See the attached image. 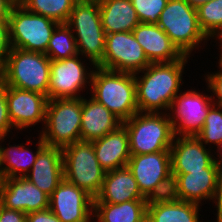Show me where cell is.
<instances>
[{
  "label": "cell",
  "mask_w": 222,
  "mask_h": 222,
  "mask_svg": "<svg viewBox=\"0 0 222 222\" xmlns=\"http://www.w3.org/2000/svg\"><path fill=\"white\" fill-rule=\"evenodd\" d=\"M190 56L168 63H152L134 74L139 112L169 111L174 98L182 91L183 74ZM142 73L141 76H138ZM164 110V111H162Z\"/></svg>",
  "instance_id": "6da1fadb"
},
{
  "label": "cell",
  "mask_w": 222,
  "mask_h": 222,
  "mask_svg": "<svg viewBox=\"0 0 222 222\" xmlns=\"http://www.w3.org/2000/svg\"><path fill=\"white\" fill-rule=\"evenodd\" d=\"M50 64L45 53L9 48L0 61V81L48 97Z\"/></svg>",
  "instance_id": "7a4b0ae2"
},
{
  "label": "cell",
  "mask_w": 222,
  "mask_h": 222,
  "mask_svg": "<svg viewBox=\"0 0 222 222\" xmlns=\"http://www.w3.org/2000/svg\"><path fill=\"white\" fill-rule=\"evenodd\" d=\"M91 97L104 105L122 122L130 119L138 110L135 76L131 73L92 67Z\"/></svg>",
  "instance_id": "3957f363"
},
{
  "label": "cell",
  "mask_w": 222,
  "mask_h": 222,
  "mask_svg": "<svg viewBox=\"0 0 222 222\" xmlns=\"http://www.w3.org/2000/svg\"><path fill=\"white\" fill-rule=\"evenodd\" d=\"M122 124L127 129L131 155L170 151L175 136L168 113L137 112Z\"/></svg>",
  "instance_id": "277c9868"
},
{
  "label": "cell",
  "mask_w": 222,
  "mask_h": 222,
  "mask_svg": "<svg viewBox=\"0 0 222 222\" xmlns=\"http://www.w3.org/2000/svg\"><path fill=\"white\" fill-rule=\"evenodd\" d=\"M66 24L73 31L78 54L98 66L104 59L106 38L98 1L78 0Z\"/></svg>",
  "instance_id": "5b68a950"
},
{
  "label": "cell",
  "mask_w": 222,
  "mask_h": 222,
  "mask_svg": "<svg viewBox=\"0 0 222 222\" xmlns=\"http://www.w3.org/2000/svg\"><path fill=\"white\" fill-rule=\"evenodd\" d=\"M59 23L27 10L19 2L11 8L8 18L10 48L46 53L52 32Z\"/></svg>",
  "instance_id": "8992f818"
},
{
  "label": "cell",
  "mask_w": 222,
  "mask_h": 222,
  "mask_svg": "<svg viewBox=\"0 0 222 222\" xmlns=\"http://www.w3.org/2000/svg\"><path fill=\"white\" fill-rule=\"evenodd\" d=\"M157 25L187 56L209 39L199 26L196 8L186 0H168Z\"/></svg>",
  "instance_id": "52a82bcc"
},
{
  "label": "cell",
  "mask_w": 222,
  "mask_h": 222,
  "mask_svg": "<svg viewBox=\"0 0 222 222\" xmlns=\"http://www.w3.org/2000/svg\"><path fill=\"white\" fill-rule=\"evenodd\" d=\"M82 98L48 99L40 136L47 146L63 148L80 141Z\"/></svg>",
  "instance_id": "ba28073f"
},
{
  "label": "cell",
  "mask_w": 222,
  "mask_h": 222,
  "mask_svg": "<svg viewBox=\"0 0 222 222\" xmlns=\"http://www.w3.org/2000/svg\"><path fill=\"white\" fill-rule=\"evenodd\" d=\"M64 179L95 198L103 184L106 171L96 158L93 143L77 141L62 148Z\"/></svg>",
  "instance_id": "9c48e42d"
},
{
  "label": "cell",
  "mask_w": 222,
  "mask_h": 222,
  "mask_svg": "<svg viewBox=\"0 0 222 222\" xmlns=\"http://www.w3.org/2000/svg\"><path fill=\"white\" fill-rule=\"evenodd\" d=\"M213 105L212 95L190 89L181 91L172 101L168 111L174 136H196L202 130L205 118Z\"/></svg>",
  "instance_id": "30bf717a"
},
{
  "label": "cell",
  "mask_w": 222,
  "mask_h": 222,
  "mask_svg": "<svg viewBox=\"0 0 222 222\" xmlns=\"http://www.w3.org/2000/svg\"><path fill=\"white\" fill-rule=\"evenodd\" d=\"M151 64L132 32L106 34L101 68L136 74Z\"/></svg>",
  "instance_id": "8fae6325"
},
{
  "label": "cell",
  "mask_w": 222,
  "mask_h": 222,
  "mask_svg": "<svg viewBox=\"0 0 222 222\" xmlns=\"http://www.w3.org/2000/svg\"><path fill=\"white\" fill-rule=\"evenodd\" d=\"M79 58L77 54L64 60H51L48 99L82 98L80 91L83 92L86 84L90 86L93 70H87L85 60Z\"/></svg>",
  "instance_id": "7c38bea8"
},
{
  "label": "cell",
  "mask_w": 222,
  "mask_h": 222,
  "mask_svg": "<svg viewBox=\"0 0 222 222\" xmlns=\"http://www.w3.org/2000/svg\"><path fill=\"white\" fill-rule=\"evenodd\" d=\"M93 200L85 190L63 179L49 196V209L61 222H91Z\"/></svg>",
  "instance_id": "4fadbf2b"
},
{
  "label": "cell",
  "mask_w": 222,
  "mask_h": 222,
  "mask_svg": "<svg viewBox=\"0 0 222 222\" xmlns=\"http://www.w3.org/2000/svg\"><path fill=\"white\" fill-rule=\"evenodd\" d=\"M8 115L15 130L30 128L46 120L48 97L34 91L6 86Z\"/></svg>",
  "instance_id": "5bb4252c"
},
{
  "label": "cell",
  "mask_w": 222,
  "mask_h": 222,
  "mask_svg": "<svg viewBox=\"0 0 222 222\" xmlns=\"http://www.w3.org/2000/svg\"><path fill=\"white\" fill-rule=\"evenodd\" d=\"M196 136H175L171 154V173L188 174L191 171H203L205 168H221L212 155Z\"/></svg>",
  "instance_id": "9a60e30c"
},
{
  "label": "cell",
  "mask_w": 222,
  "mask_h": 222,
  "mask_svg": "<svg viewBox=\"0 0 222 222\" xmlns=\"http://www.w3.org/2000/svg\"><path fill=\"white\" fill-rule=\"evenodd\" d=\"M0 204L27 214L49 208V195L26 177L5 178L0 185Z\"/></svg>",
  "instance_id": "2e32d148"
},
{
  "label": "cell",
  "mask_w": 222,
  "mask_h": 222,
  "mask_svg": "<svg viewBox=\"0 0 222 222\" xmlns=\"http://www.w3.org/2000/svg\"><path fill=\"white\" fill-rule=\"evenodd\" d=\"M127 168L146 198L159 182L171 173L170 151L131 155Z\"/></svg>",
  "instance_id": "e0dca14e"
},
{
  "label": "cell",
  "mask_w": 222,
  "mask_h": 222,
  "mask_svg": "<svg viewBox=\"0 0 222 222\" xmlns=\"http://www.w3.org/2000/svg\"><path fill=\"white\" fill-rule=\"evenodd\" d=\"M132 33L151 64L173 62L184 56L157 24L139 23Z\"/></svg>",
  "instance_id": "ac0fdd59"
},
{
  "label": "cell",
  "mask_w": 222,
  "mask_h": 222,
  "mask_svg": "<svg viewBox=\"0 0 222 222\" xmlns=\"http://www.w3.org/2000/svg\"><path fill=\"white\" fill-rule=\"evenodd\" d=\"M25 177L50 196L64 179L62 148L46 145Z\"/></svg>",
  "instance_id": "d6986e66"
},
{
  "label": "cell",
  "mask_w": 222,
  "mask_h": 222,
  "mask_svg": "<svg viewBox=\"0 0 222 222\" xmlns=\"http://www.w3.org/2000/svg\"><path fill=\"white\" fill-rule=\"evenodd\" d=\"M122 121L94 98L82 97L80 138L95 141L116 130Z\"/></svg>",
  "instance_id": "ffe728a7"
},
{
  "label": "cell",
  "mask_w": 222,
  "mask_h": 222,
  "mask_svg": "<svg viewBox=\"0 0 222 222\" xmlns=\"http://www.w3.org/2000/svg\"><path fill=\"white\" fill-rule=\"evenodd\" d=\"M92 143L96 158L106 172L127 166L131 153L127 129L123 124Z\"/></svg>",
  "instance_id": "44dd1931"
},
{
  "label": "cell",
  "mask_w": 222,
  "mask_h": 222,
  "mask_svg": "<svg viewBox=\"0 0 222 222\" xmlns=\"http://www.w3.org/2000/svg\"><path fill=\"white\" fill-rule=\"evenodd\" d=\"M132 200H145V197L126 166L105 173L102 188L93 203L118 204Z\"/></svg>",
  "instance_id": "7402d4cb"
},
{
  "label": "cell",
  "mask_w": 222,
  "mask_h": 222,
  "mask_svg": "<svg viewBox=\"0 0 222 222\" xmlns=\"http://www.w3.org/2000/svg\"><path fill=\"white\" fill-rule=\"evenodd\" d=\"M222 168H205L188 174H175L178 178L181 201L201 205L203 200L213 201Z\"/></svg>",
  "instance_id": "603a6c76"
},
{
  "label": "cell",
  "mask_w": 222,
  "mask_h": 222,
  "mask_svg": "<svg viewBox=\"0 0 222 222\" xmlns=\"http://www.w3.org/2000/svg\"><path fill=\"white\" fill-rule=\"evenodd\" d=\"M5 138L0 137V144L6 140ZM38 139L35 153L30 150V147H26L30 140L26 145L23 143L17 146L9 145L7 148L0 145L1 167L5 178L25 177L30 172L39 152L46 146L40 135Z\"/></svg>",
  "instance_id": "cb8c5ba5"
},
{
  "label": "cell",
  "mask_w": 222,
  "mask_h": 222,
  "mask_svg": "<svg viewBox=\"0 0 222 222\" xmlns=\"http://www.w3.org/2000/svg\"><path fill=\"white\" fill-rule=\"evenodd\" d=\"M98 3L106 34L132 32L141 23L131 0H100Z\"/></svg>",
  "instance_id": "d4e9b609"
},
{
  "label": "cell",
  "mask_w": 222,
  "mask_h": 222,
  "mask_svg": "<svg viewBox=\"0 0 222 222\" xmlns=\"http://www.w3.org/2000/svg\"><path fill=\"white\" fill-rule=\"evenodd\" d=\"M97 222H146V200L123 203H93V218Z\"/></svg>",
  "instance_id": "484cf974"
},
{
  "label": "cell",
  "mask_w": 222,
  "mask_h": 222,
  "mask_svg": "<svg viewBox=\"0 0 222 222\" xmlns=\"http://www.w3.org/2000/svg\"><path fill=\"white\" fill-rule=\"evenodd\" d=\"M199 210L200 205L186 201L147 205L146 222H201Z\"/></svg>",
  "instance_id": "4316f807"
},
{
  "label": "cell",
  "mask_w": 222,
  "mask_h": 222,
  "mask_svg": "<svg viewBox=\"0 0 222 222\" xmlns=\"http://www.w3.org/2000/svg\"><path fill=\"white\" fill-rule=\"evenodd\" d=\"M45 54L50 60H64L78 54L73 31L66 23H59L56 26Z\"/></svg>",
  "instance_id": "83f0119b"
},
{
  "label": "cell",
  "mask_w": 222,
  "mask_h": 222,
  "mask_svg": "<svg viewBox=\"0 0 222 222\" xmlns=\"http://www.w3.org/2000/svg\"><path fill=\"white\" fill-rule=\"evenodd\" d=\"M78 0H20L27 10L51 18L58 23H67Z\"/></svg>",
  "instance_id": "f1b7e54d"
},
{
  "label": "cell",
  "mask_w": 222,
  "mask_h": 222,
  "mask_svg": "<svg viewBox=\"0 0 222 222\" xmlns=\"http://www.w3.org/2000/svg\"><path fill=\"white\" fill-rule=\"evenodd\" d=\"M198 23L209 38L216 39L222 33V0H211L197 9Z\"/></svg>",
  "instance_id": "f546056e"
},
{
  "label": "cell",
  "mask_w": 222,
  "mask_h": 222,
  "mask_svg": "<svg viewBox=\"0 0 222 222\" xmlns=\"http://www.w3.org/2000/svg\"><path fill=\"white\" fill-rule=\"evenodd\" d=\"M196 137L205 146L214 144L218 148L222 143V106L213 105L209 109L204 126Z\"/></svg>",
  "instance_id": "4dcf8cb0"
},
{
  "label": "cell",
  "mask_w": 222,
  "mask_h": 222,
  "mask_svg": "<svg viewBox=\"0 0 222 222\" xmlns=\"http://www.w3.org/2000/svg\"><path fill=\"white\" fill-rule=\"evenodd\" d=\"M147 205L181 201L177 175L170 173L157 184L145 198Z\"/></svg>",
  "instance_id": "1f68e13d"
},
{
  "label": "cell",
  "mask_w": 222,
  "mask_h": 222,
  "mask_svg": "<svg viewBox=\"0 0 222 222\" xmlns=\"http://www.w3.org/2000/svg\"><path fill=\"white\" fill-rule=\"evenodd\" d=\"M168 0H131L141 23L157 24Z\"/></svg>",
  "instance_id": "d6a6232c"
},
{
  "label": "cell",
  "mask_w": 222,
  "mask_h": 222,
  "mask_svg": "<svg viewBox=\"0 0 222 222\" xmlns=\"http://www.w3.org/2000/svg\"><path fill=\"white\" fill-rule=\"evenodd\" d=\"M13 129L8 115L6 86L0 81V137H6Z\"/></svg>",
  "instance_id": "836d02e7"
},
{
  "label": "cell",
  "mask_w": 222,
  "mask_h": 222,
  "mask_svg": "<svg viewBox=\"0 0 222 222\" xmlns=\"http://www.w3.org/2000/svg\"><path fill=\"white\" fill-rule=\"evenodd\" d=\"M220 70L216 73H209L205 77L207 83L206 89L212 92V102L214 105L222 106V65L218 62ZM216 97H214V95ZM214 97V98H213ZM217 98V99H216ZM215 99V100H213Z\"/></svg>",
  "instance_id": "e575fe53"
},
{
  "label": "cell",
  "mask_w": 222,
  "mask_h": 222,
  "mask_svg": "<svg viewBox=\"0 0 222 222\" xmlns=\"http://www.w3.org/2000/svg\"><path fill=\"white\" fill-rule=\"evenodd\" d=\"M26 222H61L49 209L27 213Z\"/></svg>",
  "instance_id": "d590c367"
},
{
  "label": "cell",
  "mask_w": 222,
  "mask_h": 222,
  "mask_svg": "<svg viewBox=\"0 0 222 222\" xmlns=\"http://www.w3.org/2000/svg\"><path fill=\"white\" fill-rule=\"evenodd\" d=\"M27 214L0 204V222H26Z\"/></svg>",
  "instance_id": "8d00e7d4"
},
{
  "label": "cell",
  "mask_w": 222,
  "mask_h": 222,
  "mask_svg": "<svg viewBox=\"0 0 222 222\" xmlns=\"http://www.w3.org/2000/svg\"><path fill=\"white\" fill-rule=\"evenodd\" d=\"M10 48L8 42V21H0V61L4 53Z\"/></svg>",
  "instance_id": "74e56055"
},
{
  "label": "cell",
  "mask_w": 222,
  "mask_h": 222,
  "mask_svg": "<svg viewBox=\"0 0 222 222\" xmlns=\"http://www.w3.org/2000/svg\"><path fill=\"white\" fill-rule=\"evenodd\" d=\"M214 202L217 209V222H222V171L218 180L217 190L212 203Z\"/></svg>",
  "instance_id": "f35d334b"
},
{
  "label": "cell",
  "mask_w": 222,
  "mask_h": 222,
  "mask_svg": "<svg viewBox=\"0 0 222 222\" xmlns=\"http://www.w3.org/2000/svg\"><path fill=\"white\" fill-rule=\"evenodd\" d=\"M15 0H0V21H8Z\"/></svg>",
  "instance_id": "ab89813d"
},
{
  "label": "cell",
  "mask_w": 222,
  "mask_h": 222,
  "mask_svg": "<svg viewBox=\"0 0 222 222\" xmlns=\"http://www.w3.org/2000/svg\"><path fill=\"white\" fill-rule=\"evenodd\" d=\"M193 8H198L199 6L207 3L211 0H186Z\"/></svg>",
  "instance_id": "60d3db41"
},
{
  "label": "cell",
  "mask_w": 222,
  "mask_h": 222,
  "mask_svg": "<svg viewBox=\"0 0 222 222\" xmlns=\"http://www.w3.org/2000/svg\"><path fill=\"white\" fill-rule=\"evenodd\" d=\"M214 153H218V154H215L218 157V158L215 157V160L219 163V165L222 168V143L218 146L217 151Z\"/></svg>",
  "instance_id": "b9f144b4"
},
{
  "label": "cell",
  "mask_w": 222,
  "mask_h": 222,
  "mask_svg": "<svg viewBox=\"0 0 222 222\" xmlns=\"http://www.w3.org/2000/svg\"><path fill=\"white\" fill-rule=\"evenodd\" d=\"M5 180V177L3 175V172H2V167H1V160H0V185L1 183Z\"/></svg>",
  "instance_id": "7bdbcfd3"
},
{
  "label": "cell",
  "mask_w": 222,
  "mask_h": 222,
  "mask_svg": "<svg viewBox=\"0 0 222 222\" xmlns=\"http://www.w3.org/2000/svg\"><path fill=\"white\" fill-rule=\"evenodd\" d=\"M219 46H220V48H221V49H220L221 51H219V52H221V53H220L221 55L219 56V58H220V59H219V63L222 65V45H219Z\"/></svg>",
  "instance_id": "ee69618b"
},
{
  "label": "cell",
  "mask_w": 222,
  "mask_h": 222,
  "mask_svg": "<svg viewBox=\"0 0 222 222\" xmlns=\"http://www.w3.org/2000/svg\"><path fill=\"white\" fill-rule=\"evenodd\" d=\"M219 40L220 45H222V33L216 38V40Z\"/></svg>",
  "instance_id": "f6af8a7d"
},
{
  "label": "cell",
  "mask_w": 222,
  "mask_h": 222,
  "mask_svg": "<svg viewBox=\"0 0 222 222\" xmlns=\"http://www.w3.org/2000/svg\"><path fill=\"white\" fill-rule=\"evenodd\" d=\"M82 1H100V0H82Z\"/></svg>",
  "instance_id": "bcb514c9"
}]
</instances>
